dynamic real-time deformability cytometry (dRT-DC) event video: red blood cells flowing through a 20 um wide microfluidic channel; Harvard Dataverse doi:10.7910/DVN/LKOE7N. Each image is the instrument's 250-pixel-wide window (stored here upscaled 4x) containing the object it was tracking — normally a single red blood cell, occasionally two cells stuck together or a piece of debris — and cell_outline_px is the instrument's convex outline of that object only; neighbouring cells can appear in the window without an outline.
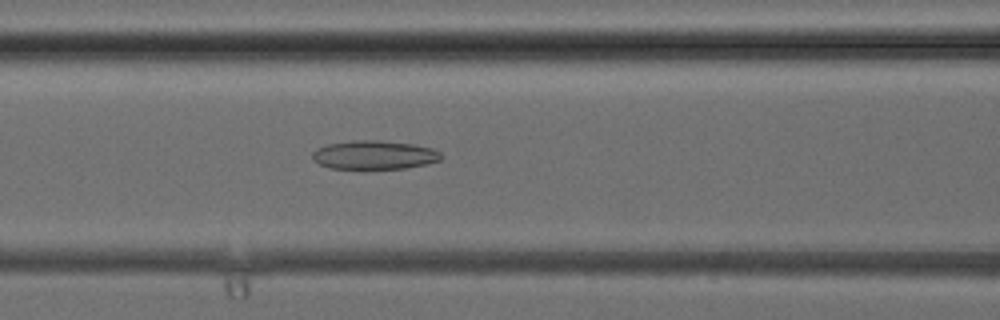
{"species": "common noctule bat (a hibernating species)", "species_latin": "Nyctalus noctula", "temperature_condition": "cold", "stored_images_in_passage": 38, "camera_frame_rate_fps": 3000, "um_per_image_px": 0.085, "animal": {"sex": "female", "body_mass_g": 24.6, "forearm_length_mm": 56.2}, "frame": {"image": 1, "passage_image": 16, "time_ms": 5.0, "image_size_px": [1000, 320], "cell_outline_px": [[444, 156], [440, 160], [428, 164], [404, 168], [328, 168], [312, 160], [312, 152], [316, 148], [328, 144], [352, 140], [380, 140], [412, 144], [432, 148], [440, 152]], "centroid_in_image_um": [31.81, 13.16], "position_along_channel_um": 134.8, "area_um2": 21.62}}
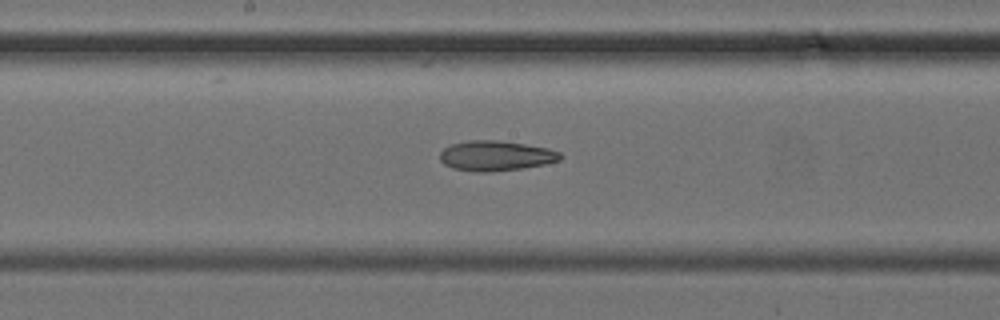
{"frame": {"image": 2, "passage_image": 20, "time_ms": 6.333, "image_size_px": [1000, 320], "cell_outline_px": [[564, 156], [560, 160], [544, 164], [524, 168], [492, 172], [476, 172], [452, 168], [444, 164], [440, 160], [440, 152], [444, 148], [452, 144], [468, 140], [496, 140], [524, 144], [548, 148], [560, 152]], "centroid_in_image_um": [42.15, 13.25], "position_along_channel_um": 206.1, "area_um2": 21.21}}
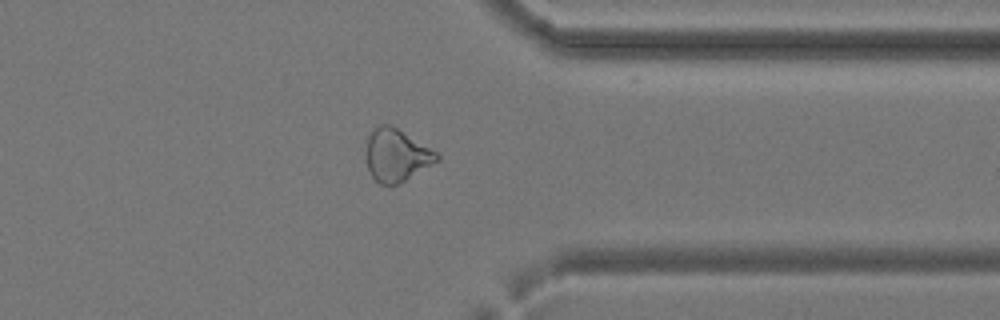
{"frame": {"image": 3, "passage_image": 30, "time_ms": 9.667, "image_size_px": [1000, 320], "cell_outline_px": [[440, 160], [404, 180], [396, 184], [380, 184], [372, 176], [368, 168], [364, 156], [368, 136], [380, 124], [388, 124], [396, 128], [440, 152]], "centroid_in_image_um": [33.71, 13.18], "position_along_channel_um": 377.7, "area_um2": 21.62}}